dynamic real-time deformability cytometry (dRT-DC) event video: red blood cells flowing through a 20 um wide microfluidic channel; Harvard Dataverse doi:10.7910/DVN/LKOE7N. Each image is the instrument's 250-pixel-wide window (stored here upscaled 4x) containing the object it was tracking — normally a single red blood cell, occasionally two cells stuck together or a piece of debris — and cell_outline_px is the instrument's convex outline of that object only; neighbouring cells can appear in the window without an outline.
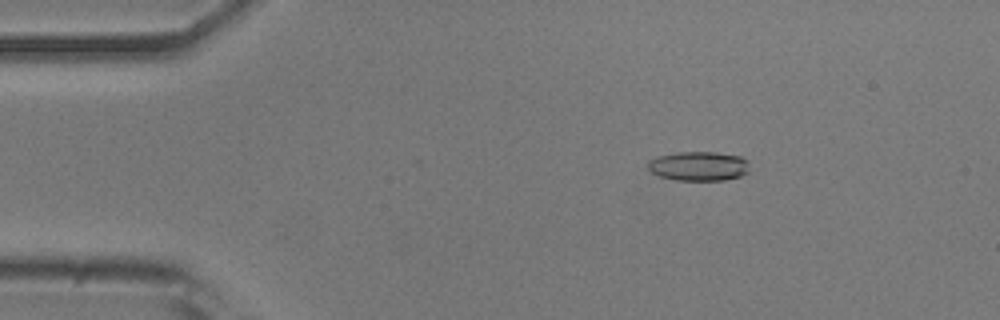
{"species": "common noctule bat (a hibernating species)", "species_latin": "Nyctalus noctula", "temperature_condition": "room temperature", "stored_images_in_passage": 43, "camera_frame_rate_fps": 3000, "um_per_image_px": 0.085, "animal": {"sex": "male", "body_mass_g": 20.5, "forearm_length_mm": 52.5}, "frame": {"image": 1, "passage_image": 3, "time_ms": 0.667, "image_size_px": [1000, 320], "cell_outline_px": [[748, 172], [740, 176], [724, 180], [676, 180], [660, 176], [652, 172], [648, 168], [648, 160], [656, 156], [676, 152], [716, 152], [740, 156], [748, 160]], "centroid_in_image_um": [59.38, 14.11], "position_along_channel_um": 25.6, "area_um2": 17.46}}
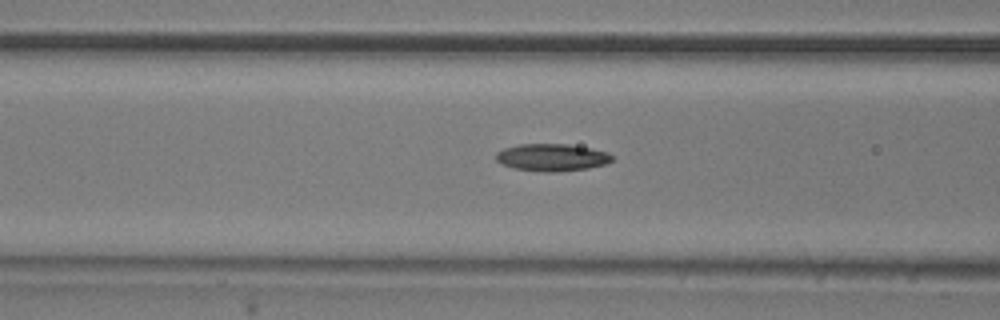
{"frame": {"image": 2, "passage_image": 15, "time_ms": 4.667, "image_size_px": [1000, 320], "cell_outline_px": [[612, 160], [608, 164], [588, 168], [556, 172], [540, 172], [516, 168], [504, 164], [496, 160], [496, 152], [504, 148], [520, 144], [568, 144], [592, 148], [608, 152], [612, 156]], "centroid_in_image_um": [46.95, 13.38], "position_along_channel_um": 119.7, "area_um2": 18.5}}
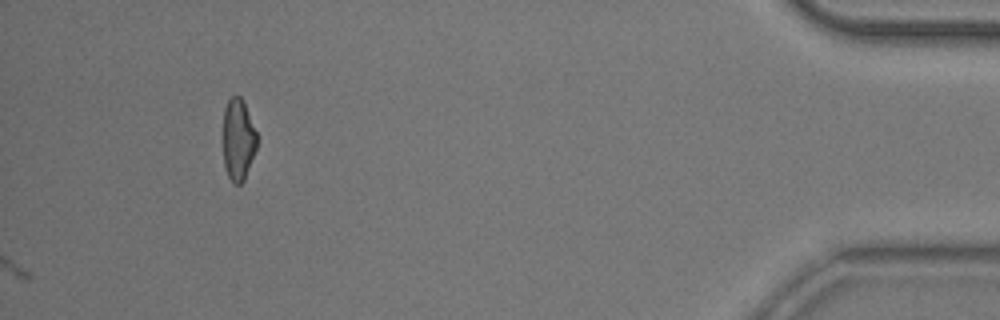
{"frame": {"image": 3, "passage_image": 43, "time_ms": 14.0, "image_size_px": [1000, 320], "cell_outline_px": [[256, 148], [244, 180], [240, 184], [232, 184], [228, 176], [224, 164], [224, 108], [228, 100], [232, 96], [240, 96], [244, 100], [256, 132]], "centroid_in_image_um": [20.24, 11.86], "position_along_channel_um": 415.0, "area_um2": 15.95}, "authors_computed_cell_mechanics": {"area_um2": 17.4556, "velocity_mm_per_s": 3.8829, "shape_relaxation_time_tau1_ms": 4.4549, "shape_relaxation_time_tau2_ms": 6.1274, "deformation_change_tau1": 0.1546, "deformation_change_tau2": 0.1366}}